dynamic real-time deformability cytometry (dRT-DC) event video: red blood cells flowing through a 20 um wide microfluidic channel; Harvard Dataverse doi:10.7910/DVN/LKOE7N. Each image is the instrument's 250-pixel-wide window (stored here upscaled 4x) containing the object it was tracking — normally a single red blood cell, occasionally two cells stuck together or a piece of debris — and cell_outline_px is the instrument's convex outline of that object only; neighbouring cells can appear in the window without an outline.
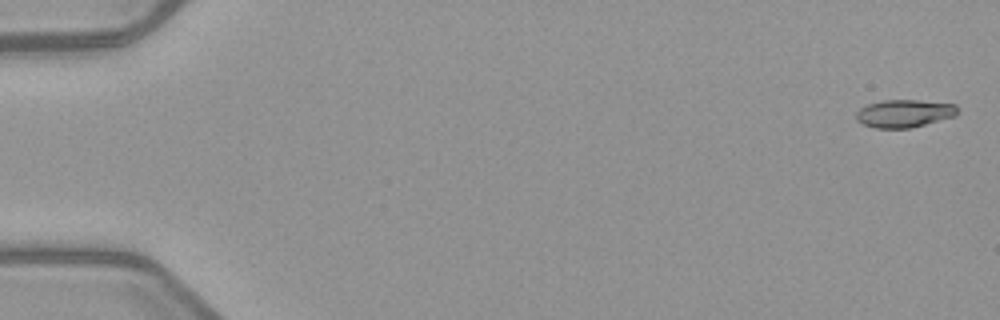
{"species": "common noctule bat (a hibernating species)", "species_latin": "Nyctalus noctula", "temperature_condition": "warm", "stored_images_in_passage": 5, "camera_frame_rate_fps": 3000, "um_per_image_px": 0.085, "animal": {"sex": "female", "body_mass_g": 21.9}, "frame": {"image": 1, "passage_image": 1, "time_ms": 0.0, "image_size_px": [1000, 320], "cell_outline_px": [[956, 116], [912, 128], [876, 128], [860, 124], [856, 120], [856, 112], [860, 108], [868, 104], [884, 100], [916, 100], [956, 104]], "centroid_in_image_um": [76.83, 9.65], "position_along_channel_um": 8.2, "area_um2": 16.47}}
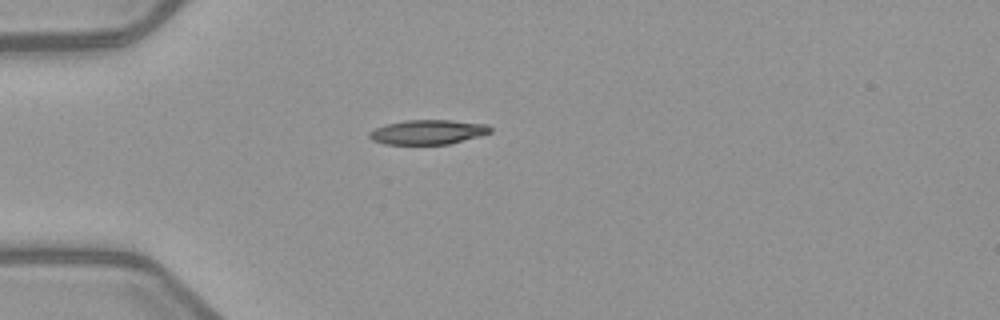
{"frame": {"image": 2, "passage_image": 5, "time_ms": 4.667, "image_size_px": [1000, 320], "cell_outline_px": [[492, 132], [480, 136], [448, 144], [384, 144], [372, 140], [368, 136], [368, 132], [376, 128], [388, 124], [404, 120], [452, 120], [488, 124], [492, 128]], "centroid_in_image_um": [36.39, 11.22], "position_along_channel_um": 48.6, "area_um2": 17.34}}